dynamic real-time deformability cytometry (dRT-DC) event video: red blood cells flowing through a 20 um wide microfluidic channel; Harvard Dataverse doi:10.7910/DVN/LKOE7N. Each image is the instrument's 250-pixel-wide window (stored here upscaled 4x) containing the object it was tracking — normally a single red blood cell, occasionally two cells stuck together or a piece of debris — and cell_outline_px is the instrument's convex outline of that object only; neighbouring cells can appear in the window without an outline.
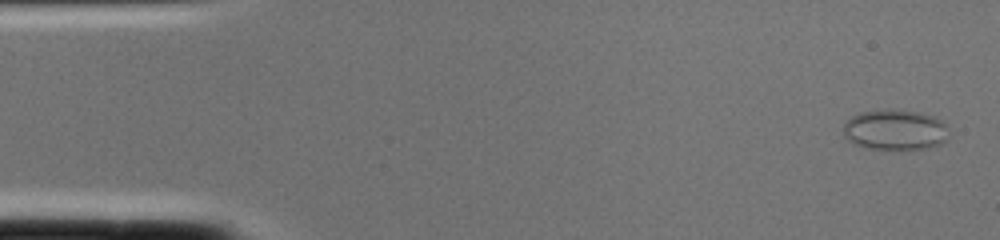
{"species": "common noctule bat (a hibernating species)", "species_latin": "Nyctalus noctula", "temperature_condition": "cold", "stored_images_in_passage": 2, "camera_frame_rate_fps": 3000, "um_per_image_px": 0.085, "animal": {"sex": "female", "body_mass_g": 22.0, "forearm_length_mm": 56.7}, "frame": {"image": 1, "passage_image": 1, "time_ms": 0.0, "image_size_px": [1000, 240], "cell_outline_px": [[948, 140], [944, 144], [928, 148], [868, 148], [852, 144], [844, 136], [844, 124], [852, 116], [860, 112], [920, 112], [936, 116], [944, 124]], "centroid_in_image_um": [76.1, 11.07], "position_along_channel_um": 8.9, "area_um2": 24.1}}
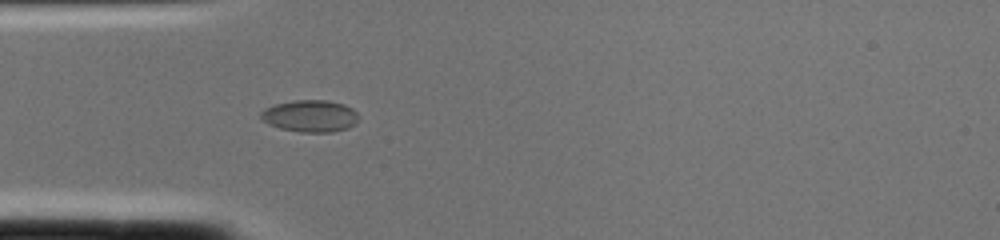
{"frame": {"image": 2, "passage_image": 2, "time_ms": 0.333, "image_size_px": [1000, 240], "cell_outline_px": [[356, 124], [348, 128], [332, 132], [300, 132], [280, 128], [268, 124], [260, 120], [260, 112], [264, 108], [276, 104], [296, 100], [328, 100], [344, 104], [352, 108], [356, 112]], "centroid_in_image_um": [26.33, 9.86], "position_along_channel_um": 58.7, "area_um2": 18.26}}